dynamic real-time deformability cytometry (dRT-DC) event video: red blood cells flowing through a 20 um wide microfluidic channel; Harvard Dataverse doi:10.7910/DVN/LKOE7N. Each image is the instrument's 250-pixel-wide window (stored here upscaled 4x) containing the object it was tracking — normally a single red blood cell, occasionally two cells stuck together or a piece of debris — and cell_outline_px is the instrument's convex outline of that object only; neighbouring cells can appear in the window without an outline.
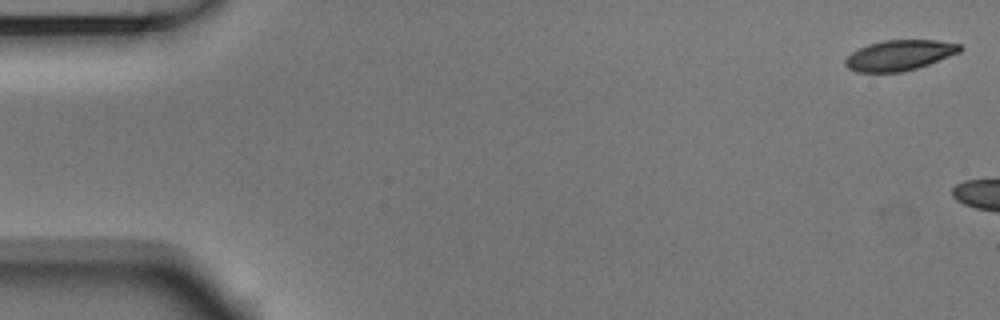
{"species": "Egyptian fruit bat (a non-hibernating species)", "species_latin": "Rousettus aegyptiacus", "temperature_condition": "room temperature", "stored_images_in_passage": 3, "camera_frame_rate_fps": 3000, "um_per_image_px": 0.085, "animal": {"sex": "male"}, "frame": {"image": 1, "passage_image": 1, "time_ms": 0.0, "image_size_px": [1000, 320], "cell_outline_px": [[964, 48], [960, 52], [928, 64], [916, 68], [900, 72], [856, 72], [848, 68], [844, 64], [844, 60], [852, 52], [868, 44], [884, 40], [940, 40], [960, 44]], "centroid_in_image_um": [76.45, 4.69], "position_along_channel_um": 8.5, "area_um2": 20.29}}